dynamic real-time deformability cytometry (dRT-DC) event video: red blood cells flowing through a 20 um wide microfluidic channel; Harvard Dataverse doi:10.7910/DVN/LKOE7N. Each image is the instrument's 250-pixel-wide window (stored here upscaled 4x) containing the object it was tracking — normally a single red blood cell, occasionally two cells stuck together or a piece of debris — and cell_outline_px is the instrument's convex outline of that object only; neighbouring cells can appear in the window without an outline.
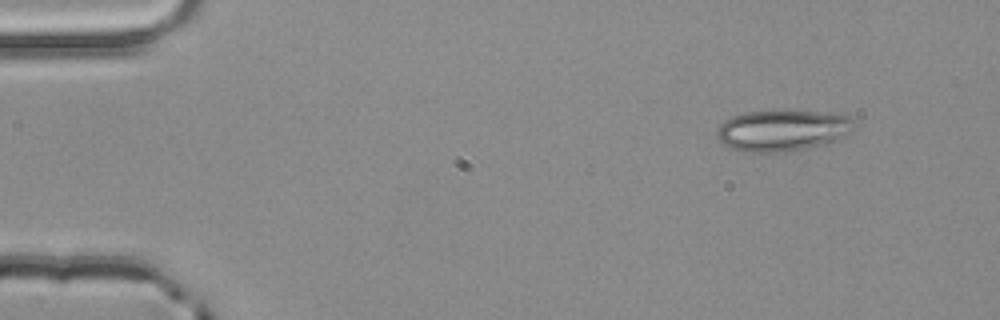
{"species": "common noctule bat (a hibernating species)", "species_latin": "Nyctalus noctula", "temperature_condition": "room temperature", "stored_images_in_passage": 3, "camera_frame_rate_fps": 3000, "um_per_image_px": 0.085, "animal": {"sex": "male", "body_mass_g": 20.4}, "frame": {"image": 1, "passage_image": 1, "time_ms": 0.0, "image_size_px": [1000, 320], "cell_outline_px": [[856, 128], [824, 144], [804, 148], [776, 152], [740, 152], [724, 144], [716, 136], [716, 128], [724, 120], [732, 116], [744, 112], [788, 108], [848, 116], [856, 124]], "centroid_in_image_um": [66.43, 11.04], "position_along_channel_um": 18.6, "area_um2": 33.29}}